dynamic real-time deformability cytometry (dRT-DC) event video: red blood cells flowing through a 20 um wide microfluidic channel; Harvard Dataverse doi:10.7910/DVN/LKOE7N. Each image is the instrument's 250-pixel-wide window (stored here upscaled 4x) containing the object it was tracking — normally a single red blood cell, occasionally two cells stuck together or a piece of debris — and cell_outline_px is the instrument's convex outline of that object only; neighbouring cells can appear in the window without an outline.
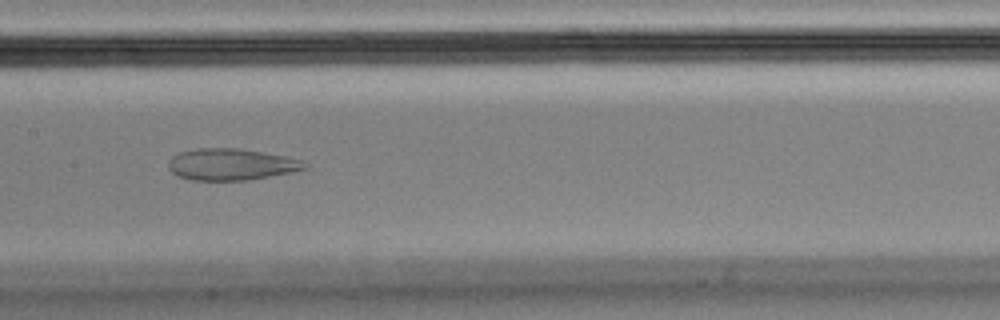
{"species": "Egyptian fruit bat (a non-hibernating species)", "species_latin": "Rousettus aegyptiacus", "temperature_condition": "cold", "stored_images_in_passage": 41, "camera_frame_rate_fps": 3000, "um_per_image_px": 0.085, "animal": {"sex": "male"}, "frame": {"image": 1, "passage_image": 18, "time_ms": 5.667, "image_size_px": [1000, 320], "cell_outline_px": [[308, 168], [292, 172], [248, 180], [192, 180], [180, 176], [172, 172], [168, 168], [168, 160], [172, 156], [180, 152], [196, 148], [240, 148], [264, 152], [284, 156], [300, 160], [308, 164]], "centroid_in_image_um": [19.64, 13.97], "position_along_channel_um": 187.8, "area_um2": 25.09}}